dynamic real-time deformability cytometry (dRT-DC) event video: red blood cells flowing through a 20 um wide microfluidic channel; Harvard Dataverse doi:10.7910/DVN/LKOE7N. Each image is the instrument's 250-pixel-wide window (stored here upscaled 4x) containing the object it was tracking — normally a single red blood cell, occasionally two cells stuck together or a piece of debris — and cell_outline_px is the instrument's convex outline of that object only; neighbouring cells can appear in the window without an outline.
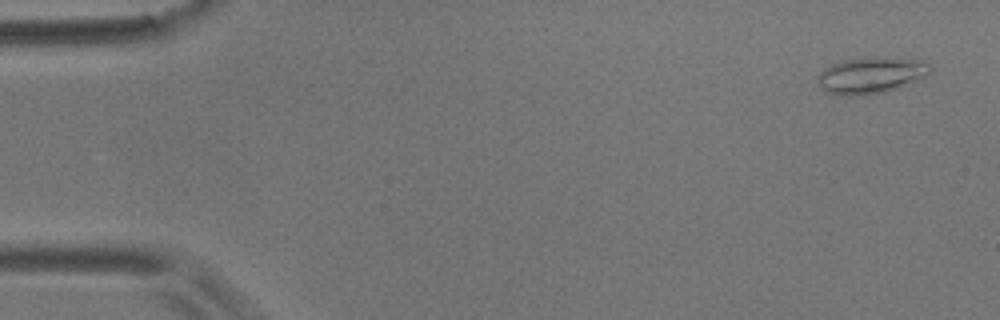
{"species": "common noctule bat (a hibernating species)", "species_latin": "Nyctalus noctula", "temperature_condition": "room temperature", "stored_images_in_passage": 57, "camera_frame_rate_fps": 3000, "um_per_image_px": 0.085, "animal": {"sex": "male", "body_mass_g": 17.9}, "frame": {"image": 1, "passage_image": 3, "time_ms": 0.667, "image_size_px": [1000, 320], "cell_outline_px": [[932, 72], [924, 76], [896, 88], [884, 92], [852, 96], [848, 96], [828, 92], [820, 88], [816, 80], [816, 76], [824, 68], [832, 64], [844, 60], [872, 56], [884, 56], [916, 60], [928, 64], [932, 68]], "centroid_in_image_um": [73.97, 6.38], "position_along_channel_um": 11.0, "area_um2": 23.76}}
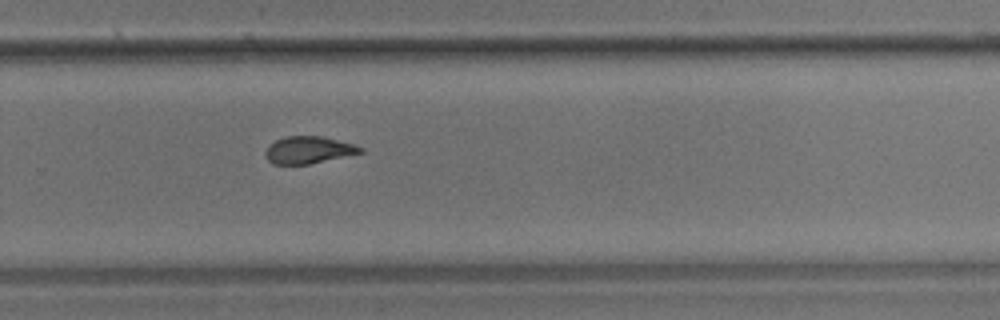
{"frame": {"image": 2, "passage_image": 38, "time_ms": 12.333, "image_size_px": [1000, 320], "cell_outline_px": [[364, 152], [308, 164], [272, 164], [264, 156], [264, 152], [268, 144], [276, 140], [288, 136], [324, 136], [352, 144], [364, 148]], "centroid_in_image_um": [26.18, 12.74], "position_along_channel_um": 303.6, "area_um2": 15.03}}
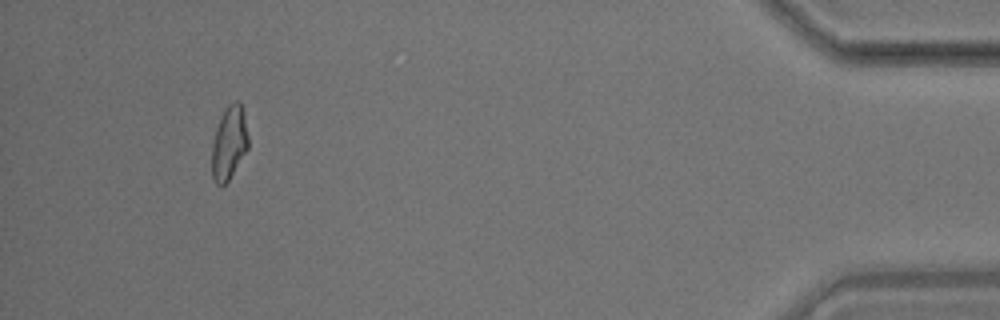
{"frame": {"image": 3, "passage_image": 53, "time_ms": 17.333, "image_size_px": [1000, 320], "cell_outline_px": [[248, 148], [228, 180], [224, 184], [216, 184], [212, 176], [212, 144], [216, 128], [220, 116], [224, 108], [228, 104], [236, 100], [240, 100], [244, 108], [248, 136]], "centroid_in_image_um": [19.48, 12.06], "position_along_channel_um": 415.7, "area_um2": 15.72}, "authors_computed_cell_mechanics": {"area_um2": 15.9528, "velocity_mm_per_s": 3.5605, "shape_relaxation_time_tau1_ms": 7.0785, "shape_relaxation_time_tau2_ms": 3.1594, "deformation_change_tau1": 0.1635, "deformation_change_tau2": 0.0798}}